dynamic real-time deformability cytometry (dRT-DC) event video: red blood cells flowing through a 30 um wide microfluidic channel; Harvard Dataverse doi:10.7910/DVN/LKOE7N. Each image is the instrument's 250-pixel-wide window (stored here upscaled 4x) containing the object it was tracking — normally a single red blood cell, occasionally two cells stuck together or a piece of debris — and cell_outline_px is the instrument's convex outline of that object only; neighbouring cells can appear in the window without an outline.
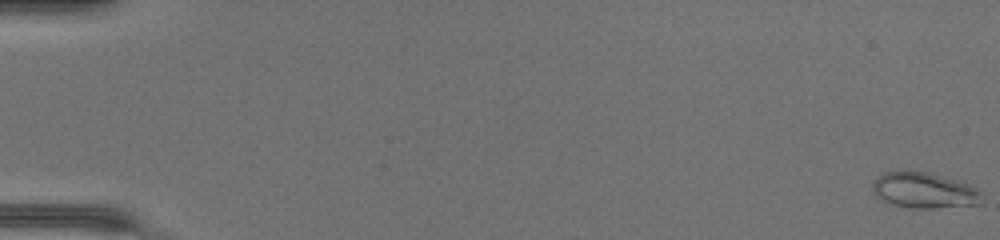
{"species": "common noctule bat (a hibernating species)", "species_latin": "Nyctalus noctula", "temperature_condition": "warm", "stored_images_in_passage": 49, "camera_frame_rate_fps": 3000, "um_per_image_px": 0.085, "animal": {"sex": "female", "body_mass_g": 17.0, "forearm_length_mm": 48.0}, "frame": {"image": 1, "passage_image": 1, "time_ms": 0.0, "image_size_px": [1000, 240], "cell_outline_px": [[984, 204], [932, 208], [908, 208], [892, 204], [876, 196], [872, 188], [872, 184], [876, 176], [884, 172], [896, 168], [908, 168], [928, 172], [968, 184], [976, 188], [980, 192]], "centroid_in_image_um": [78.5, 16.14], "position_along_channel_um": 6.5, "area_um2": 23.41}}
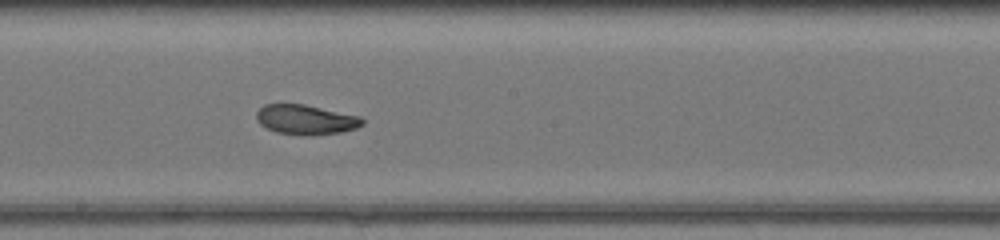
{"frame": {"image": 2, "passage_image": 29, "time_ms": 9.333, "image_size_px": [1000, 240], "cell_outline_px": [[364, 124], [356, 128], [340, 132], [308, 136], [304, 136], [276, 132], [260, 124], [256, 120], [256, 112], [264, 104], [304, 104], [360, 116], [364, 120]], "centroid_in_image_um": [25.99, 10.17], "position_along_channel_um": 222.2, "area_um2": 18.44}}
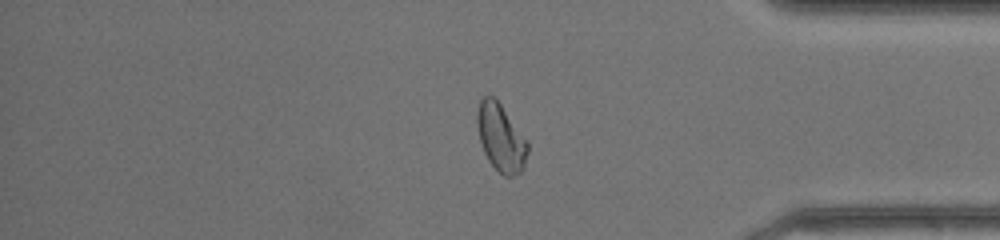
{"frame": {"image": 3, "passage_image": 42, "time_ms": 13.667, "image_size_px": [1000, 240], "cell_outline_px": [[528, 152], [524, 168], [520, 172], [512, 176], [504, 176], [488, 160], [484, 152], [480, 140], [476, 124], [476, 112], [480, 100], [484, 96], [492, 96], [500, 104], [528, 140]], "centroid_in_image_um": [42.58, 11.7], "position_along_channel_um": 392.6, "area_um2": 19.83}, "authors_computed_cell_mechanics": {"area_um2": 19.7676, "velocity_mm_per_s": 4.3615, "shape_relaxation_time_tau1_ms": 8.4468, "shape_relaxation_time_tau2_ms": 1.8655, "deformation_change_tau1": 0.272, "deformation_change_tau2": 0.0634}}